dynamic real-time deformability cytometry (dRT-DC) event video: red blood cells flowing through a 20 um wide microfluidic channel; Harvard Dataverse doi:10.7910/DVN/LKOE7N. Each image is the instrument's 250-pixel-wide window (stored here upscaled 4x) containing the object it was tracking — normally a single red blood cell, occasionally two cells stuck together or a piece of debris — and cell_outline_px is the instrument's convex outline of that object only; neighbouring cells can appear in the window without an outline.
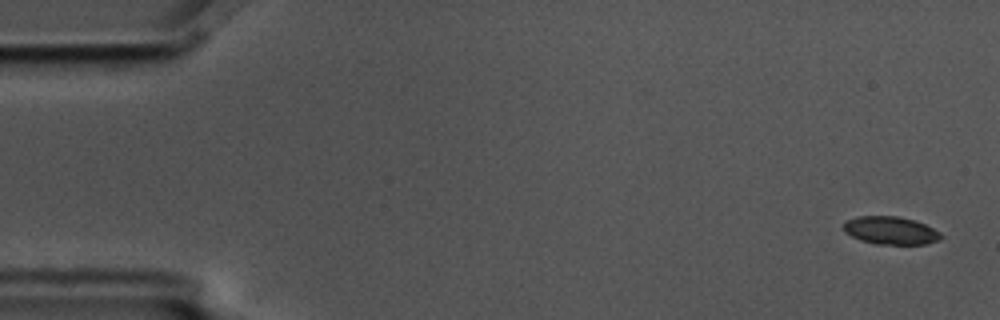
{"species": "common noctule bat (a hibernating species)", "species_latin": "Nyctalus noctula", "temperature_condition": "cold", "stored_images_in_passage": 11, "camera_frame_rate_fps": 3000, "um_per_image_px": 0.085, "animal": {"sex": "male", "body_mass_g": 17.5, "forearm_length_mm": 52.3}, "frame": {"image": 1, "passage_image": 1, "time_ms": 0.0, "image_size_px": [1000, 320], "cell_outline_px": [[944, 236], [940, 240], [924, 244], [876, 244], [860, 240], [844, 232], [844, 224], [848, 220], [856, 216], [896, 216], [912, 220], [924, 224], [940, 232]], "centroid_in_image_um": [75.71, 19.6], "position_along_channel_um": 9.3, "area_um2": 15.72}}
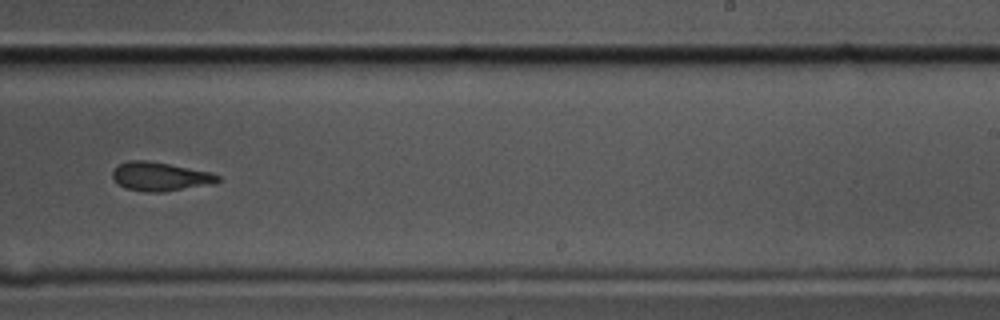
{"frame": {"image": 2, "passage_image": 10, "time_ms": 3.0, "image_size_px": [1000, 320], "cell_outline_px": [[224, 180], [216, 184], [164, 192], [144, 192], [124, 188], [112, 176], [112, 172], [120, 164], [128, 160], [148, 160], [212, 172], [220, 176]], "centroid_in_image_um": [13.71, 15.02], "position_along_channel_um": 275.3, "area_um2": 17.98}}
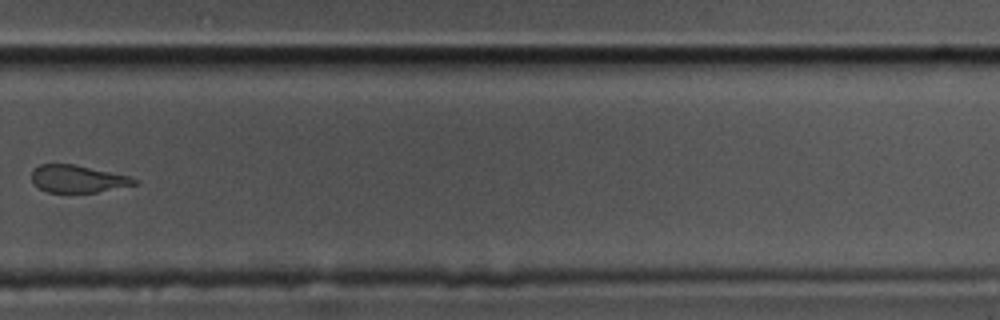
{"frame": {"image": 3, "passage_image": 11, "time_ms": 3.333, "image_size_px": [1000, 320], "cell_outline_px": [[140, 184], [96, 192], [48, 192], [40, 188], [32, 180], [32, 168], [40, 164], [76, 164], [132, 176], [140, 180]], "centroid_in_image_um": [6.68, 15.19], "position_along_channel_um": 323.1, "area_um2": 16.65}}